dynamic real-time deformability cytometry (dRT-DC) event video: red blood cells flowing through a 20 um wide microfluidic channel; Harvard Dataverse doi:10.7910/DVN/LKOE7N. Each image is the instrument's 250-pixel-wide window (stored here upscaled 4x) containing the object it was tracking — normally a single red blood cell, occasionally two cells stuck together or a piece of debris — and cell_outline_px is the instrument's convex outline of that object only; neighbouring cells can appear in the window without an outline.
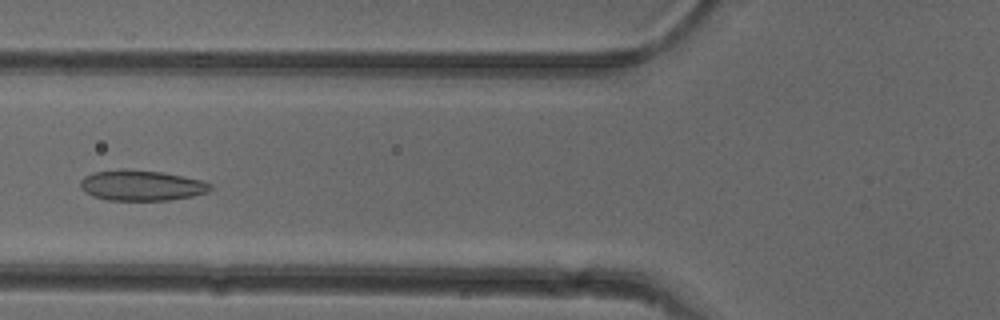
{"species": "common noctule bat (a hibernating species)", "species_latin": "Nyctalus noctula", "temperature_condition": "cold", "stored_images_in_passage": 51, "camera_frame_rate_fps": 3000, "um_per_image_px": 0.085, "animal": {"sex": "female"}, "frame": {"image": 1, "passage_image": 20, "time_ms": 6.333, "image_size_px": [1000, 320], "cell_outline_px": [[212, 188], [208, 192], [192, 196], [168, 200], [108, 200], [92, 196], [80, 188], [80, 180], [84, 176], [92, 172], [124, 168], [164, 172], [184, 176], [200, 180], [212, 184]], "centroid_in_image_um": [12.0, 15.75], "position_along_channel_um": 113.8, "area_um2": 23.35}}
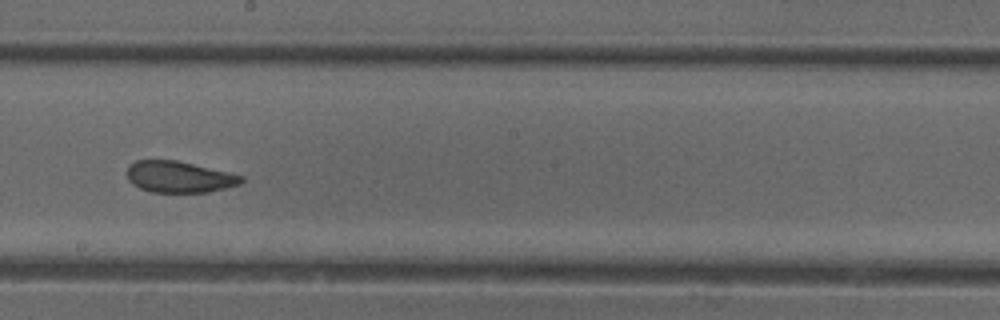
{"frame": {"image": 2, "passage_image": 29, "time_ms": 9.333, "image_size_px": [1000, 320], "cell_outline_px": [[244, 180], [240, 184], [208, 192], [152, 192], [140, 188], [132, 184], [128, 180], [128, 164], [136, 160], [176, 160], [244, 176]], "centroid_in_image_um": [15.2, 15.03], "position_along_channel_um": 233.0, "area_um2": 20.75}}
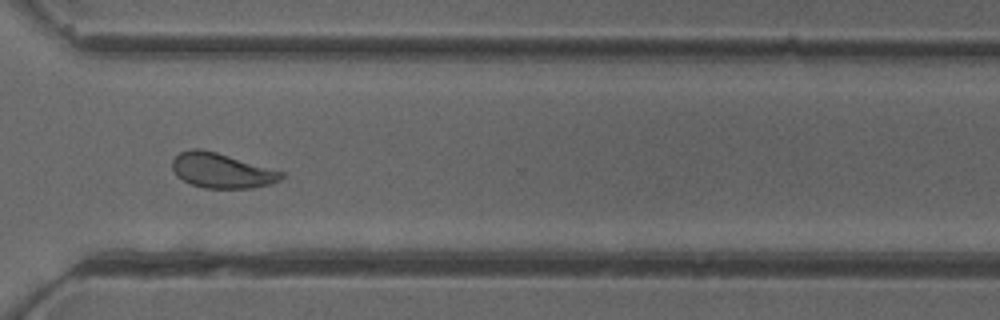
{"frame": {"image": 3, "passage_image": 38, "time_ms": 12.333, "image_size_px": [1000, 320], "cell_outline_px": [[284, 176], [280, 180], [268, 184], [252, 188], [204, 188], [192, 184], [176, 176], [172, 168], [172, 160], [180, 152], [192, 148], [200, 148], [216, 152], [284, 172]], "centroid_in_image_um": [18.81, 14.49], "position_along_channel_um": 351.8, "area_um2": 22.02}, "authors_computed_cell_mechanics": {"area_um2": 22.8888, "velocity_mm_per_s": 3.9643, "shape_relaxation_time_tau1_ms": 8.2266, "shape_relaxation_time_tau2_ms": 1.4687, "deformation_change_tau1": 0.1568, "deformation_change_tau2": 0.073}}